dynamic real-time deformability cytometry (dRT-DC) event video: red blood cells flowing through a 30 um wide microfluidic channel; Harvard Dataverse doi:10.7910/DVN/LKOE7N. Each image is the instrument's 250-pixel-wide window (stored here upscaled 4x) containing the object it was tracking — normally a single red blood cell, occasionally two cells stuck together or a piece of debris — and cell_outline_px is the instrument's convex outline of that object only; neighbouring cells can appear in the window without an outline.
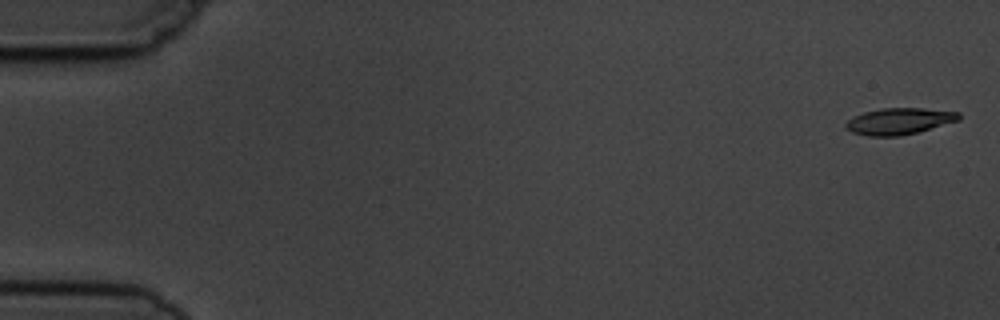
{"species": "common noctule bat (a hibernating species)", "species_latin": "Nyctalus noctula", "temperature_condition": "cold", "stored_images_in_passage": 9, "camera_frame_rate_fps": 3000, "um_per_image_px": 0.085, "animal": {"sex": "male", "body_mass_g": 19.5, "forearm_length_mm": 54.6}, "frame": {"image": 1, "passage_image": 1, "time_ms": 0.0, "image_size_px": [1000, 320], "cell_outline_px": [[960, 120], [916, 132], [900, 136], [868, 136], [852, 132], [844, 124], [852, 116], [864, 112], [880, 108], [924, 108], [960, 112]], "centroid_in_image_um": [76.42, 10.29], "position_along_channel_um": 8.6, "area_um2": 17.4}}
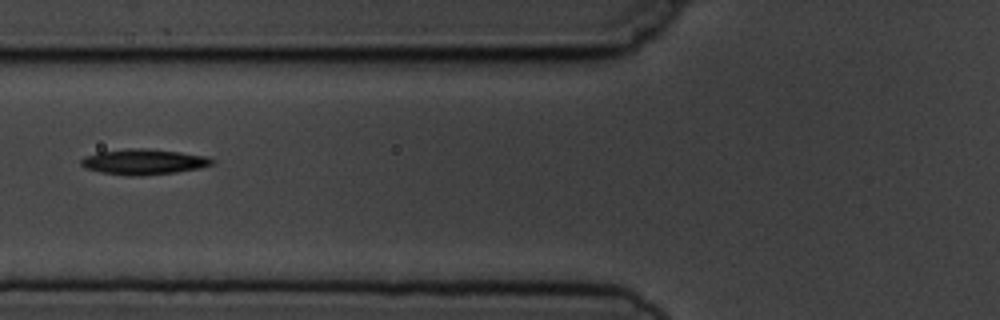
{"frame": {"image": 2, "passage_image": 6, "time_ms": 6.667, "image_size_px": [1000, 320], "cell_outline_px": [[216, 160], [212, 164], [200, 168], [176, 172], [140, 176], [128, 176], [100, 172], [84, 168], [80, 164], [80, 160], [84, 156], [96, 152], [128, 148], [148, 148], [180, 152], [208, 156]], "centroid_in_image_um": [12.19, 13.75], "position_along_channel_um": 113.6, "area_um2": 19.77}}
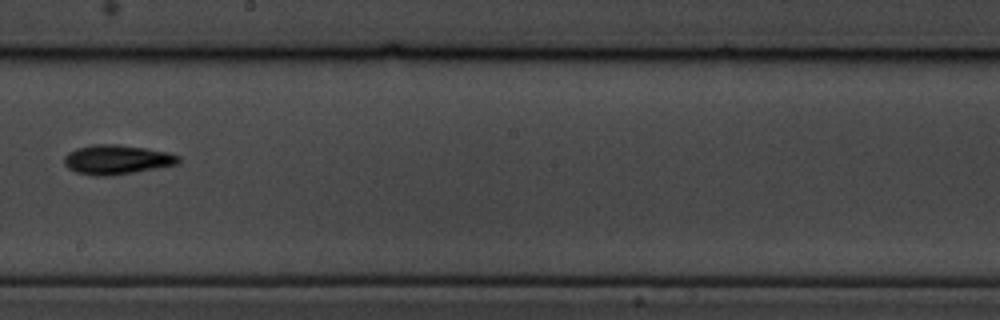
{"frame": {"image": 3, "passage_image": 9, "time_ms": 10.0, "image_size_px": [1000, 320], "cell_outline_px": [[180, 164], [112, 176], [96, 176], [76, 172], [68, 168], [64, 164], [64, 156], [68, 152], [76, 148], [96, 144], [116, 144], [144, 148], [168, 152], [180, 156]], "centroid_in_image_um": [9.93, 13.57], "position_along_channel_um": 238.3, "area_um2": 19.71}}